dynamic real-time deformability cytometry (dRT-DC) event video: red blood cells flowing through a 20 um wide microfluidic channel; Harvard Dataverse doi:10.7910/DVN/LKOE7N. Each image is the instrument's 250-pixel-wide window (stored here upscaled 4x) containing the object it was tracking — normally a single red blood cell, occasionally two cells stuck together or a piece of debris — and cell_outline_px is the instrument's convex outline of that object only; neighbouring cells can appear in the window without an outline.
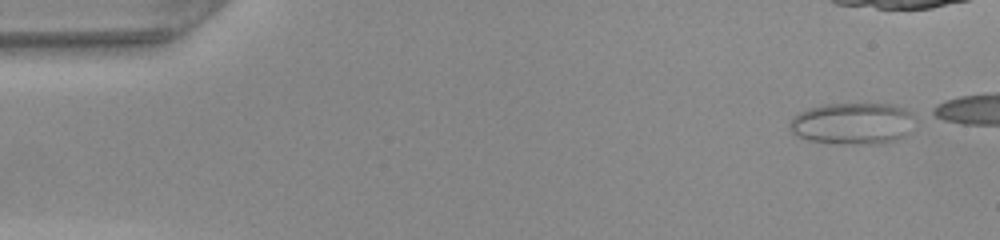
{"species": "common noctule bat (a hibernating species)", "species_latin": "Nyctalus noctula", "temperature_condition": "warm", "stored_images_in_passage": 37, "camera_frame_rate_fps": 3000, "um_per_image_px": 0.085, "animal": {"sex": "female", "body_mass_g": 22.0, "forearm_length_mm": 56.7}, "frame": {"image": 1, "passage_image": 1, "time_ms": 0.0, "image_size_px": [1000, 240], "cell_outline_px": [[912, 116], [908, 132], [904, 136], [896, 140], [880, 144], [840, 144], [808, 140], [792, 132], [788, 128], [788, 124], [792, 116], [808, 108], [820, 104], [892, 104], [904, 108], [912, 112]], "centroid_in_image_um": [72.42, 10.5], "position_along_channel_um": 12.6, "area_um2": 30.52}}
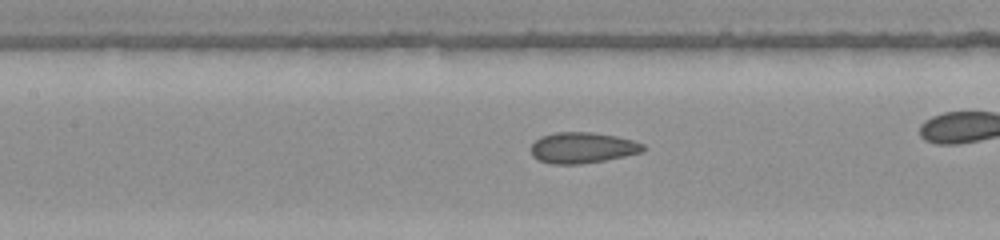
{"frame": {"image": 2, "passage_image": 20, "time_ms": 6.333, "image_size_px": [1000, 240], "cell_outline_px": [[644, 152], [604, 160], [580, 164], [552, 164], [540, 160], [532, 156], [532, 144], [540, 136], [556, 132], [592, 132], [616, 136], [632, 140], [644, 144]], "centroid_in_image_um": [49.52, 12.55], "position_along_channel_um": 157.9, "area_um2": 20.11}}
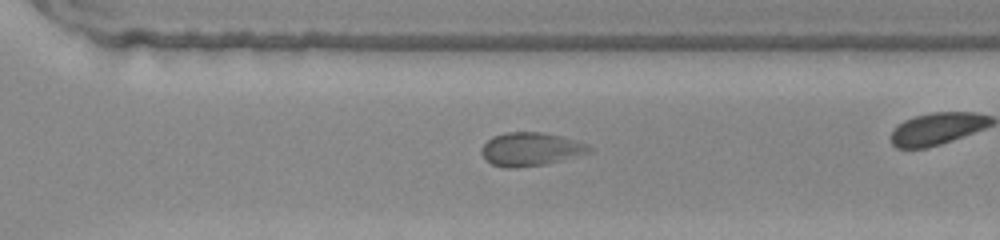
{"frame": {"image": 3, "passage_image": 32, "time_ms": 10.333, "image_size_px": [1000, 240], "cell_outline_px": [[592, 152], [544, 164], [516, 168], [504, 168], [492, 164], [484, 156], [484, 144], [492, 136], [504, 132], [544, 132], [564, 136], [588, 144], [592, 148]], "centroid_in_image_um": [45.16, 12.66], "position_along_channel_um": 325.4, "area_um2": 20.87}}